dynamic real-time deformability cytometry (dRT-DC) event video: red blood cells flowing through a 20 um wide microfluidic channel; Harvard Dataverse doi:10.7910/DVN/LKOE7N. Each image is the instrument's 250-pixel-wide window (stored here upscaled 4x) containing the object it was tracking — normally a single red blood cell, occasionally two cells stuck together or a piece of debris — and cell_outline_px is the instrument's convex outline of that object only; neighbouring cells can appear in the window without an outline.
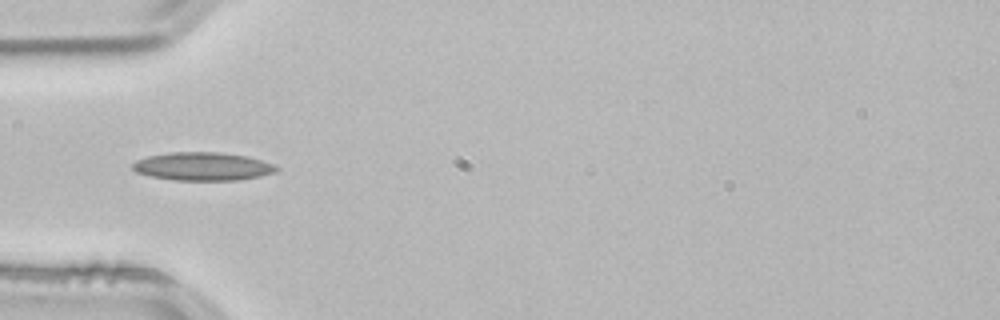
{"species": "common noctule bat (a hibernating species)", "species_latin": "Nyctalus noctula", "temperature_condition": "room temperature", "stored_images_in_passage": 37, "camera_frame_rate_fps": 3000, "um_per_image_px": 0.085, "animal": {"sex": "male", "body_mass_g": 21.5, "forearm_length_mm": 52.0}, "frame": {"image": 1, "passage_image": 1, "time_ms": 0.0, "image_size_px": [1000, 320], "cell_outline_px": [[280, 168], [276, 172], [260, 176], [240, 180], [176, 180], [152, 176], [136, 172], [132, 168], [132, 164], [136, 160], [148, 156], [168, 152], [220, 152], [248, 156], [272, 164]], "centroid_in_image_um": [17.24, 14.14], "position_along_channel_um": 67.8, "area_um2": 23.64}}
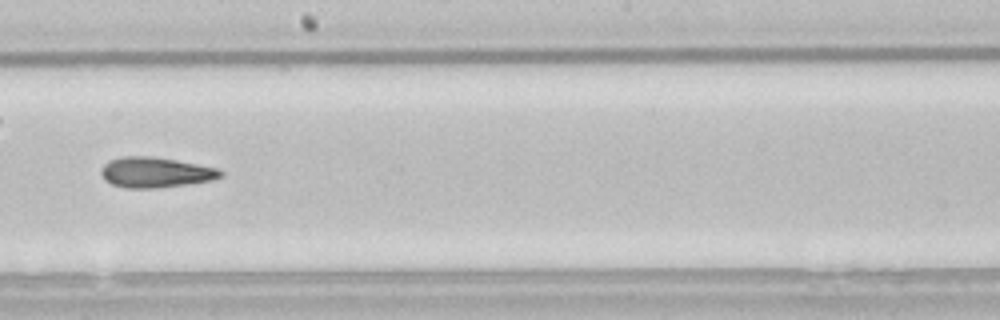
{"frame": {"image": 2, "passage_image": 14, "time_ms": 4.333, "image_size_px": [1000, 320], "cell_outline_px": [[224, 176], [212, 180], [156, 188], [128, 188], [112, 184], [104, 180], [100, 172], [104, 164], [108, 160], [124, 156], [148, 156], [176, 160], [216, 168], [224, 172]], "centroid_in_image_um": [13.19, 14.65], "position_along_channel_um": 235.0, "area_um2": 20.98}}
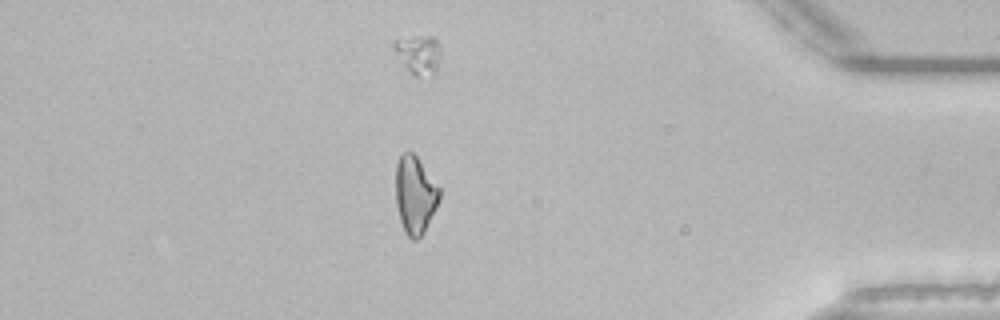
{"frame": {"image": 3, "passage_image": 30, "time_ms": 9.667, "image_size_px": [1000, 320], "cell_outline_px": [[440, 200], [424, 232], [416, 240], [412, 240], [404, 232], [400, 220], [396, 204], [396, 164], [400, 156], [404, 152], [412, 152], [416, 156], [440, 188]], "centroid_in_image_um": [35.28, 16.59], "position_along_channel_um": 399.9, "area_um2": 19.71}}